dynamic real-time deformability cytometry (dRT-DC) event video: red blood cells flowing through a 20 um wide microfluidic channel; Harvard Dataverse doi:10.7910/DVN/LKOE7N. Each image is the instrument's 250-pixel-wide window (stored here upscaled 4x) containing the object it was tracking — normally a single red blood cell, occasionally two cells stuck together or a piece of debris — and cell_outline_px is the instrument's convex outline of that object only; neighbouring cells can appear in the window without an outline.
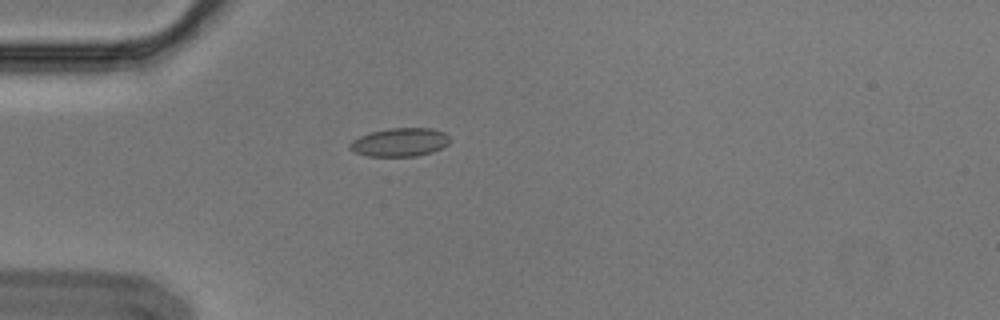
{"species": "Egyptian fruit bat (a non-hibernating species)", "species_latin": "Rousettus aegyptiacus", "temperature_condition": "cold", "stored_images_in_passage": 3, "camera_frame_rate_fps": 3000, "um_per_image_px": 0.085, "animal": {"sex": "male"}, "frame": {"image": 1, "passage_image": 2, "time_ms": 0.333, "image_size_px": [1000, 320], "cell_outline_px": [[448, 144], [432, 152], [416, 156], [368, 156], [356, 152], [348, 148], [348, 144], [352, 140], [368, 132], [388, 128], [432, 128], [444, 132], [448, 136]], "centroid_in_image_um": [33.95, 12.08], "position_along_channel_um": 51.1, "area_um2": 16.59}}